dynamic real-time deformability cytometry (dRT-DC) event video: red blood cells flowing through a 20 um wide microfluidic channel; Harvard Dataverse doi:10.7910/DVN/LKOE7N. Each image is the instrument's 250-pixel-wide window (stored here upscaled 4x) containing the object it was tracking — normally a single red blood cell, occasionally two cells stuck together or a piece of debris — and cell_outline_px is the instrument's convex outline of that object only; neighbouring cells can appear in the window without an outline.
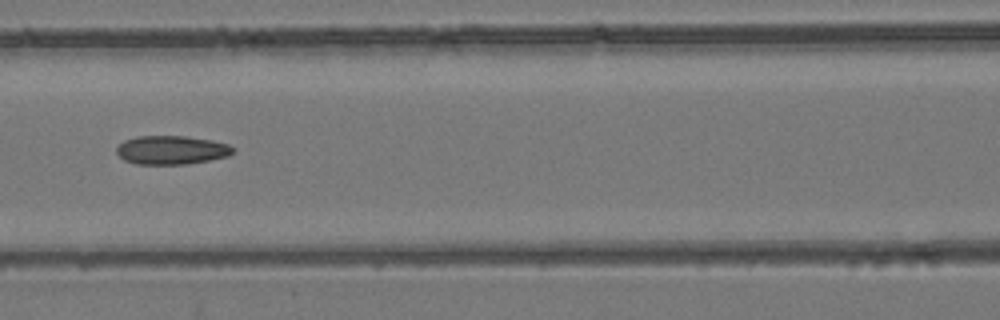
{"species": "common noctule bat (a hibernating species)", "species_latin": "Nyctalus noctula", "temperature_condition": "room temperature", "stored_images_in_passage": 4, "camera_frame_rate_fps": 3000, "um_per_image_px": 0.085, "animal": {"sex": "female", "body_mass_g": 24.6, "forearm_length_mm": 56.2}, "frame": {"image": 1, "passage_image": 4, "time_ms": 3.333, "image_size_px": [1000, 320], "cell_outline_px": [[232, 152], [228, 156], [208, 160], [184, 164], [136, 164], [124, 160], [116, 152], [116, 148], [124, 140], [136, 136], [184, 136], [212, 140], [228, 144], [232, 148]], "centroid_in_image_um": [14.53, 12.74], "position_along_channel_um": 152.1, "area_um2": 19.31}}